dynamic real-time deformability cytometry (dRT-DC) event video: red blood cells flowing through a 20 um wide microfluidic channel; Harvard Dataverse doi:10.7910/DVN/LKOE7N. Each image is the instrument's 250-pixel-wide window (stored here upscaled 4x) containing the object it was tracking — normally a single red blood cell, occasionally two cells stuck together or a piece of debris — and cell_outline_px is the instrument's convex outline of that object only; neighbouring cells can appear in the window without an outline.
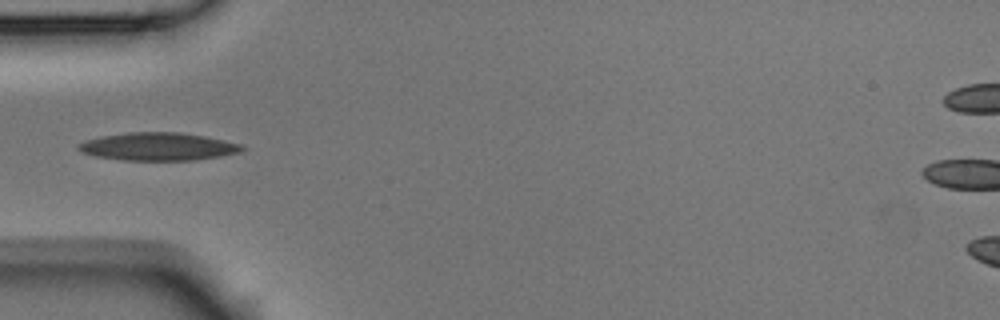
{"species": "Egyptian fruit bat (a non-hibernating species)", "species_latin": "Rousettus aegyptiacus", "temperature_condition": "room temperature", "stored_images_in_passage": 5, "camera_frame_rate_fps": 3000, "um_per_image_px": 0.085, "animal": {"sex": "male"}, "frame": {"image": 1, "passage_image": 5, "time_ms": 1.333, "image_size_px": [1000, 320], "cell_outline_px": [[248, 148], [240, 152], [220, 156], [196, 160], [120, 160], [96, 156], [84, 152], [80, 148], [80, 144], [88, 140], [100, 136], [128, 132], [180, 132], [204, 136], [240, 144]], "centroid_in_image_um": [13.5, 12.46], "position_along_channel_um": 71.5, "area_um2": 26.3}}